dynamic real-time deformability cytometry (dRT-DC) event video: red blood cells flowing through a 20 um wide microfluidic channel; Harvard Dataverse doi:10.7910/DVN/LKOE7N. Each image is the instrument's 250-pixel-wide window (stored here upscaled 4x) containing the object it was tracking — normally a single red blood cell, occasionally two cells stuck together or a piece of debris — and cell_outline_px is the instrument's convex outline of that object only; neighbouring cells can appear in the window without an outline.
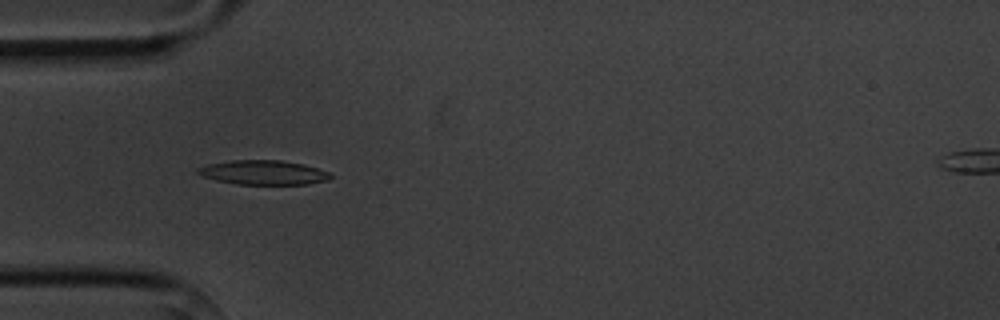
{"species": "common noctule bat (a hibernating species)", "species_latin": "Nyctalus noctula", "temperature_condition": "cold", "stored_images_in_passage": 5, "camera_frame_rate_fps": 3000, "um_per_image_px": 0.085, "animal": {"sex": "male", "body_mass_g": 20.1, "forearm_length_mm": 53.5}, "frame": {"image": 1, "passage_image": 4, "time_ms": 4.333, "image_size_px": [1000, 320], "cell_outline_px": [[332, 176], [328, 180], [308, 184], [236, 184], [216, 180], [200, 176], [196, 172], [196, 168], [208, 164], [232, 160], [280, 160], [304, 164], [328, 172]], "centroid_in_image_um": [22.35, 14.66], "position_along_channel_um": 62.7, "area_um2": 18.84}}
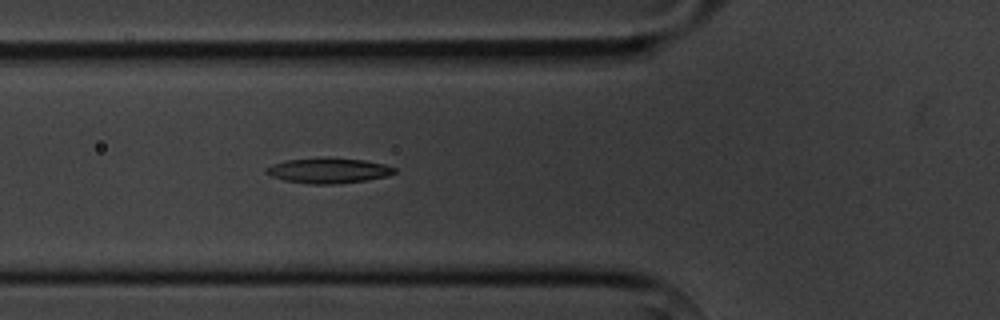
{"frame": {"image": 2, "passage_image": 5, "time_ms": 5.333, "image_size_px": [1000, 320], "cell_outline_px": [[396, 172], [388, 176], [368, 180], [332, 184], [308, 184], [284, 180], [272, 176], [264, 172], [264, 168], [272, 164], [284, 160], [320, 156], [324, 156], [364, 160], [384, 164], [396, 168]], "centroid_in_image_um": [27.88, 14.47], "position_along_channel_um": 97.9, "area_um2": 19.36}}